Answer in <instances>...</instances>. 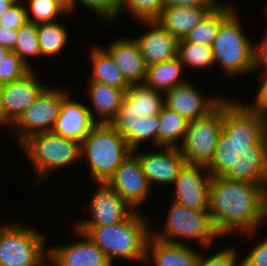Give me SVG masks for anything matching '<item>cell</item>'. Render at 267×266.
Instances as JSON below:
<instances>
[{
	"mask_svg": "<svg viewBox=\"0 0 267 266\" xmlns=\"http://www.w3.org/2000/svg\"><path fill=\"white\" fill-rule=\"evenodd\" d=\"M207 169L212 178L267 186V115L225 98L223 128Z\"/></svg>",
	"mask_w": 267,
	"mask_h": 266,
	"instance_id": "obj_1",
	"label": "cell"
},
{
	"mask_svg": "<svg viewBox=\"0 0 267 266\" xmlns=\"http://www.w3.org/2000/svg\"><path fill=\"white\" fill-rule=\"evenodd\" d=\"M209 213L221 236L236 231L251 236L267 218V186L213 177Z\"/></svg>",
	"mask_w": 267,
	"mask_h": 266,
	"instance_id": "obj_2",
	"label": "cell"
},
{
	"mask_svg": "<svg viewBox=\"0 0 267 266\" xmlns=\"http://www.w3.org/2000/svg\"><path fill=\"white\" fill-rule=\"evenodd\" d=\"M138 213V210L134 211L125 221L117 224L74 227L85 233L112 265L116 257L145 263L146 245L151 232L149 223Z\"/></svg>",
	"mask_w": 267,
	"mask_h": 266,
	"instance_id": "obj_3",
	"label": "cell"
},
{
	"mask_svg": "<svg viewBox=\"0 0 267 266\" xmlns=\"http://www.w3.org/2000/svg\"><path fill=\"white\" fill-rule=\"evenodd\" d=\"M132 150L111 123H97L81 142L94 182L107 183Z\"/></svg>",
	"mask_w": 267,
	"mask_h": 266,
	"instance_id": "obj_4",
	"label": "cell"
},
{
	"mask_svg": "<svg viewBox=\"0 0 267 266\" xmlns=\"http://www.w3.org/2000/svg\"><path fill=\"white\" fill-rule=\"evenodd\" d=\"M238 14L233 11L220 25L213 41L215 63H219L225 75H240L255 70L254 47L244 35Z\"/></svg>",
	"mask_w": 267,
	"mask_h": 266,
	"instance_id": "obj_5",
	"label": "cell"
},
{
	"mask_svg": "<svg viewBox=\"0 0 267 266\" xmlns=\"http://www.w3.org/2000/svg\"><path fill=\"white\" fill-rule=\"evenodd\" d=\"M38 178H44L81 157V142L67 139L52 131L31 135L22 144Z\"/></svg>",
	"mask_w": 267,
	"mask_h": 266,
	"instance_id": "obj_6",
	"label": "cell"
},
{
	"mask_svg": "<svg viewBox=\"0 0 267 266\" xmlns=\"http://www.w3.org/2000/svg\"><path fill=\"white\" fill-rule=\"evenodd\" d=\"M170 206L163 231H151V235L156 239L176 244H183L180 239L176 240L177 238L194 239L207 249L215 238L221 236L209 211L190 209L174 201Z\"/></svg>",
	"mask_w": 267,
	"mask_h": 266,
	"instance_id": "obj_7",
	"label": "cell"
},
{
	"mask_svg": "<svg viewBox=\"0 0 267 266\" xmlns=\"http://www.w3.org/2000/svg\"><path fill=\"white\" fill-rule=\"evenodd\" d=\"M224 120V98L207 115L189 121L181 144L177 147L187 164L208 166L214 156Z\"/></svg>",
	"mask_w": 267,
	"mask_h": 266,
	"instance_id": "obj_8",
	"label": "cell"
},
{
	"mask_svg": "<svg viewBox=\"0 0 267 266\" xmlns=\"http://www.w3.org/2000/svg\"><path fill=\"white\" fill-rule=\"evenodd\" d=\"M45 235L8 224L0 228V266H48L44 264Z\"/></svg>",
	"mask_w": 267,
	"mask_h": 266,
	"instance_id": "obj_9",
	"label": "cell"
},
{
	"mask_svg": "<svg viewBox=\"0 0 267 266\" xmlns=\"http://www.w3.org/2000/svg\"><path fill=\"white\" fill-rule=\"evenodd\" d=\"M163 92L156 91L145 84H133L125 91L116 117L111 124L127 141L132 150V124L139 118L159 114L164 107Z\"/></svg>",
	"mask_w": 267,
	"mask_h": 266,
	"instance_id": "obj_10",
	"label": "cell"
},
{
	"mask_svg": "<svg viewBox=\"0 0 267 266\" xmlns=\"http://www.w3.org/2000/svg\"><path fill=\"white\" fill-rule=\"evenodd\" d=\"M64 91L45 88L35 102L13 123L16 129L14 132L18 135L21 144L33 134L52 131L59 116L62 101L68 95Z\"/></svg>",
	"mask_w": 267,
	"mask_h": 266,
	"instance_id": "obj_11",
	"label": "cell"
},
{
	"mask_svg": "<svg viewBox=\"0 0 267 266\" xmlns=\"http://www.w3.org/2000/svg\"><path fill=\"white\" fill-rule=\"evenodd\" d=\"M211 181L212 176L206 166L185 163L174 181L172 201L190 209L209 211Z\"/></svg>",
	"mask_w": 267,
	"mask_h": 266,
	"instance_id": "obj_12",
	"label": "cell"
},
{
	"mask_svg": "<svg viewBox=\"0 0 267 266\" xmlns=\"http://www.w3.org/2000/svg\"><path fill=\"white\" fill-rule=\"evenodd\" d=\"M107 184L134 211L138 209L139 204L144 203L151 190V186L143 173L139 158L133 152L116 169V172L108 180Z\"/></svg>",
	"mask_w": 267,
	"mask_h": 266,
	"instance_id": "obj_13",
	"label": "cell"
},
{
	"mask_svg": "<svg viewBox=\"0 0 267 266\" xmlns=\"http://www.w3.org/2000/svg\"><path fill=\"white\" fill-rule=\"evenodd\" d=\"M90 200L92 219L82 220L75 226H104L125 221L134 210L107 183H98Z\"/></svg>",
	"mask_w": 267,
	"mask_h": 266,
	"instance_id": "obj_14",
	"label": "cell"
},
{
	"mask_svg": "<svg viewBox=\"0 0 267 266\" xmlns=\"http://www.w3.org/2000/svg\"><path fill=\"white\" fill-rule=\"evenodd\" d=\"M74 230L83 240L47 250L50 262L55 266H112L104 252L85 233L76 227Z\"/></svg>",
	"mask_w": 267,
	"mask_h": 266,
	"instance_id": "obj_15",
	"label": "cell"
},
{
	"mask_svg": "<svg viewBox=\"0 0 267 266\" xmlns=\"http://www.w3.org/2000/svg\"><path fill=\"white\" fill-rule=\"evenodd\" d=\"M150 30L134 38L146 65H153L178 57L179 39L169 33L157 20L140 21Z\"/></svg>",
	"mask_w": 267,
	"mask_h": 266,
	"instance_id": "obj_16",
	"label": "cell"
},
{
	"mask_svg": "<svg viewBox=\"0 0 267 266\" xmlns=\"http://www.w3.org/2000/svg\"><path fill=\"white\" fill-rule=\"evenodd\" d=\"M200 92L186 81L164 93V104L188 121H192L207 115L223 100L222 97L219 99L217 97L204 98Z\"/></svg>",
	"mask_w": 267,
	"mask_h": 266,
	"instance_id": "obj_17",
	"label": "cell"
},
{
	"mask_svg": "<svg viewBox=\"0 0 267 266\" xmlns=\"http://www.w3.org/2000/svg\"><path fill=\"white\" fill-rule=\"evenodd\" d=\"M94 116L88 106L72 101L67 95L62 101L52 132L64 138L82 142L97 124Z\"/></svg>",
	"mask_w": 267,
	"mask_h": 266,
	"instance_id": "obj_18",
	"label": "cell"
},
{
	"mask_svg": "<svg viewBox=\"0 0 267 266\" xmlns=\"http://www.w3.org/2000/svg\"><path fill=\"white\" fill-rule=\"evenodd\" d=\"M164 150L140 154L137 150L132 151L139 158L143 173L151 187H153L152 183L173 184L180 169L186 163L177 147H164Z\"/></svg>",
	"mask_w": 267,
	"mask_h": 266,
	"instance_id": "obj_19",
	"label": "cell"
},
{
	"mask_svg": "<svg viewBox=\"0 0 267 266\" xmlns=\"http://www.w3.org/2000/svg\"><path fill=\"white\" fill-rule=\"evenodd\" d=\"M32 70L20 80L4 84L2 105L8 119L14 123L18 117L30 107L46 88L37 82Z\"/></svg>",
	"mask_w": 267,
	"mask_h": 266,
	"instance_id": "obj_20",
	"label": "cell"
},
{
	"mask_svg": "<svg viewBox=\"0 0 267 266\" xmlns=\"http://www.w3.org/2000/svg\"><path fill=\"white\" fill-rule=\"evenodd\" d=\"M121 38L105 50L111 55L129 85L144 84L147 65L134 39Z\"/></svg>",
	"mask_w": 267,
	"mask_h": 266,
	"instance_id": "obj_21",
	"label": "cell"
},
{
	"mask_svg": "<svg viewBox=\"0 0 267 266\" xmlns=\"http://www.w3.org/2000/svg\"><path fill=\"white\" fill-rule=\"evenodd\" d=\"M199 256L200 253L185 243L164 242L150 235L146 245L145 262H149L152 257L154 266H197Z\"/></svg>",
	"mask_w": 267,
	"mask_h": 266,
	"instance_id": "obj_22",
	"label": "cell"
},
{
	"mask_svg": "<svg viewBox=\"0 0 267 266\" xmlns=\"http://www.w3.org/2000/svg\"><path fill=\"white\" fill-rule=\"evenodd\" d=\"M216 7H165L157 20L169 33L184 39Z\"/></svg>",
	"mask_w": 267,
	"mask_h": 266,
	"instance_id": "obj_23",
	"label": "cell"
},
{
	"mask_svg": "<svg viewBox=\"0 0 267 266\" xmlns=\"http://www.w3.org/2000/svg\"><path fill=\"white\" fill-rule=\"evenodd\" d=\"M88 86L90 99L98 117L97 123H111L121 107L125 91L128 88H116L108 84L90 81Z\"/></svg>",
	"mask_w": 267,
	"mask_h": 266,
	"instance_id": "obj_24",
	"label": "cell"
},
{
	"mask_svg": "<svg viewBox=\"0 0 267 266\" xmlns=\"http://www.w3.org/2000/svg\"><path fill=\"white\" fill-rule=\"evenodd\" d=\"M184 65L177 57L161 63L148 65L144 84L156 91L167 92L186 82L181 79Z\"/></svg>",
	"mask_w": 267,
	"mask_h": 266,
	"instance_id": "obj_25",
	"label": "cell"
},
{
	"mask_svg": "<svg viewBox=\"0 0 267 266\" xmlns=\"http://www.w3.org/2000/svg\"><path fill=\"white\" fill-rule=\"evenodd\" d=\"M90 58L93 65L90 81L108 84L116 88H129L130 85L125 81L120 69L103 47L94 46Z\"/></svg>",
	"mask_w": 267,
	"mask_h": 266,
	"instance_id": "obj_26",
	"label": "cell"
},
{
	"mask_svg": "<svg viewBox=\"0 0 267 266\" xmlns=\"http://www.w3.org/2000/svg\"><path fill=\"white\" fill-rule=\"evenodd\" d=\"M231 4H220L184 38L185 41L212 46L221 23L235 10Z\"/></svg>",
	"mask_w": 267,
	"mask_h": 266,
	"instance_id": "obj_27",
	"label": "cell"
},
{
	"mask_svg": "<svg viewBox=\"0 0 267 266\" xmlns=\"http://www.w3.org/2000/svg\"><path fill=\"white\" fill-rule=\"evenodd\" d=\"M159 117L158 147H178L177 143L183 140L189 121L164 105Z\"/></svg>",
	"mask_w": 267,
	"mask_h": 266,
	"instance_id": "obj_28",
	"label": "cell"
},
{
	"mask_svg": "<svg viewBox=\"0 0 267 266\" xmlns=\"http://www.w3.org/2000/svg\"><path fill=\"white\" fill-rule=\"evenodd\" d=\"M57 21L37 24L41 56L57 54L68 40V31Z\"/></svg>",
	"mask_w": 267,
	"mask_h": 266,
	"instance_id": "obj_29",
	"label": "cell"
},
{
	"mask_svg": "<svg viewBox=\"0 0 267 266\" xmlns=\"http://www.w3.org/2000/svg\"><path fill=\"white\" fill-rule=\"evenodd\" d=\"M178 58L185 67L206 69L215 64L211 46L180 39Z\"/></svg>",
	"mask_w": 267,
	"mask_h": 266,
	"instance_id": "obj_30",
	"label": "cell"
},
{
	"mask_svg": "<svg viewBox=\"0 0 267 266\" xmlns=\"http://www.w3.org/2000/svg\"><path fill=\"white\" fill-rule=\"evenodd\" d=\"M12 51L15 52L31 68L28 56H41L37 24L27 21L18 29V39Z\"/></svg>",
	"mask_w": 267,
	"mask_h": 266,
	"instance_id": "obj_31",
	"label": "cell"
},
{
	"mask_svg": "<svg viewBox=\"0 0 267 266\" xmlns=\"http://www.w3.org/2000/svg\"><path fill=\"white\" fill-rule=\"evenodd\" d=\"M126 8L138 21H152L160 18L165 7L163 0H119V16Z\"/></svg>",
	"mask_w": 267,
	"mask_h": 266,
	"instance_id": "obj_32",
	"label": "cell"
},
{
	"mask_svg": "<svg viewBox=\"0 0 267 266\" xmlns=\"http://www.w3.org/2000/svg\"><path fill=\"white\" fill-rule=\"evenodd\" d=\"M28 3L29 8L26 7L27 21L35 24L53 22L57 20L56 18L61 13L68 14V12L54 0H28Z\"/></svg>",
	"mask_w": 267,
	"mask_h": 266,
	"instance_id": "obj_33",
	"label": "cell"
},
{
	"mask_svg": "<svg viewBox=\"0 0 267 266\" xmlns=\"http://www.w3.org/2000/svg\"><path fill=\"white\" fill-rule=\"evenodd\" d=\"M158 114L139 118L132 124V151L138 150L140 143L152 140L155 147L158 146L159 130Z\"/></svg>",
	"mask_w": 267,
	"mask_h": 266,
	"instance_id": "obj_34",
	"label": "cell"
},
{
	"mask_svg": "<svg viewBox=\"0 0 267 266\" xmlns=\"http://www.w3.org/2000/svg\"><path fill=\"white\" fill-rule=\"evenodd\" d=\"M32 69L12 50L0 61V83L7 84L22 79Z\"/></svg>",
	"mask_w": 267,
	"mask_h": 266,
	"instance_id": "obj_35",
	"label": "cell"
},
{
	"mask_svg": "<svg viewBox=\"0 0 267 266\" xmlns=\"http://www.w3.org/2000/svg\"><path fill=\"white\" fill-rule=\"evenodd\" d=\"M78 2L94 11L99 19L107 20L108 23H113L119 17V0H71L70 13L75 11Z\"/></svg>",
	"mask_w": 267,
	"mask_h": 266,
	"instance_id": "obj_36",
	"label": "cell"
},
{
	"mask_svg": "<svg viewBox=\"0 0 267 266\" xmlns=\"http://www.w3.org/2000/svg\"><path fill=\"white\" fill-rule=\"evenodd\" d=\"M237 253H239L237 249L232 247L216 252L208 258L206 256L204 258L203 254L200 253L197 266H241Z\"/></svg>",
	"mask_w": 267,
	"mask_h": 266,
	"instance_id": "obj_37",
	"label": "cell"
},
{
	"mask_svg": "<svg viewBox=\"0 0 267 266\" xmlns=\"http://www.w3.org/2000/svg\"><path fill=\"white\" fill-rule=\"evenodd\" d=\"M18 0L0 18V26L18 30L27 22L26 4Z\"/></svg>",
	"mask_w": 267,
	"mask_h": 266,
	"instance_id": "obj_38",
	"label": "cell"
},
{
	"mask_svg": "<svg viewBox=\"0 0 267 266\" xmlns=\"http://www.w3.org/2000/svg\"><path fill=\"white\" fill-rule=\"evenodd\" d=\"M241 266H267V237L256 245L254 244L241 261Z\"/></svg>",
	"mask_w": 267,
	"mask_h": 266,
	"instance_id": "obj_39",
	"label": "cell"
},
{
	"mask_svg": "<svg viewBox=\"0 0 267 266\" xmlns=\"http://www.w3.org/2000/svg\"><path fill=\"white\" fill-rule=\"evenodd\" d=\"M264 77L262 76L261 85L256 94L255 102L251 104H246V106L252 110H257L263 112L267 115V69L263 72Z\"/></svg>",
	"mask_w": 267,
	"mask_h": 266,
	"instance_id": "obj_40",
	"label": "cell"
},
{
	"mask_svg": "<svg viewBox=\"0 0 267 266\" xmlns=\"http://www.w3.org/2000/svg\"><path fill=\"white\" fill-rule=\"evenodd\" d=\"M164 7L182 6V7H217V0H163Z\"/></svg>",
	"mask_w": 267,
	"mask_h": 266,
	"instance_id": "obj_41",
	"label": "cell"
},
{
	"mask_svg": "<svg viewBox=\"0 0 267 266\" xmlns=\"http://www.w3.org/2000/svg\"><path fill=\"white\" fill-rule=\"evenodd\" d=\"M261 44L258 47H254V62H255V70L259 67L263 70L267 69V33L263 38ZM261 65L263 67H261Z\"/></svg>",
	"mask_w": 267,
	"mask_h": 266,
	"instance_id": "obj_42",
	"label": "cell"
},
{
	"mask_svg": "<svg viewBox=\"0 0 267 266\" xmlns=\"http://www.w3.org/2000/svg\"><path fill=\"white\" fill-rule=\"evenodd\" d=\"M18 39V30L0 26V45L12 50Z\"/></svg>",
	"mask_w": 267,
	"mask_h": 266,
	"instance_id": "obj_43",
	"label": "cell"
},
{
	"mask_svg": "<svg viewBox=\"0 0 267 266\" xmlns=\"http://www.w3.org/2000/svg\"><path fill=\"white\" fill-rule=\"evenodd\" d=\"M3 87H4V84L0 83V126L1 125H12L13 126V123L8 119L5 111H4V108H3V105H2V91H3Z\"/></svg>",
	"mask_w": 267,
	"mask_h": 266,
	"instance_id": "obj_44",
	"label": "cell"
},
{
	"mask_svg": "<svg viewBox=\"0 0 267 266\" xmlns=\"http://www.w3.org/2000/svg\"><path fill=\"white\" fill-rule=\"evenodd\" d=\"M18 0H0V18L10 9Z\"/></svg>",
	"mask_w": 267,
	"mask_h": 266,
	"instance_id": "obj_45",
	"label": "cell"
},
{
	"mask_svg": "<svg viewBox=\"0 0 267 266\" xmlns=\"http://www.w3.org/2000/svg\"><path fill=\"white\" fill-rule=\"evenodd\" d=\"M54 1H57L70 14L71 0H54Z\"/></svg>",
	"mask_w": 267,
	"mask_h": 266,
	"instance_id": "obj_46",
	"label": "cell"
},
{
	"mask_svg": "<svg viewBox=\"0 0 267 266\" xmlns=\"http://www.w3.org/2000/svg\"><path fill=\"white\" fill-rule=\"evenodd\" d=\"M11 50L7 47L0 45V61L8 54Z\"/></svg>",
	"mask_w": 267,
	"mask_h": 266,
	"instance_id": "obj_47",
	"label": "cell"
}]
</instances>
